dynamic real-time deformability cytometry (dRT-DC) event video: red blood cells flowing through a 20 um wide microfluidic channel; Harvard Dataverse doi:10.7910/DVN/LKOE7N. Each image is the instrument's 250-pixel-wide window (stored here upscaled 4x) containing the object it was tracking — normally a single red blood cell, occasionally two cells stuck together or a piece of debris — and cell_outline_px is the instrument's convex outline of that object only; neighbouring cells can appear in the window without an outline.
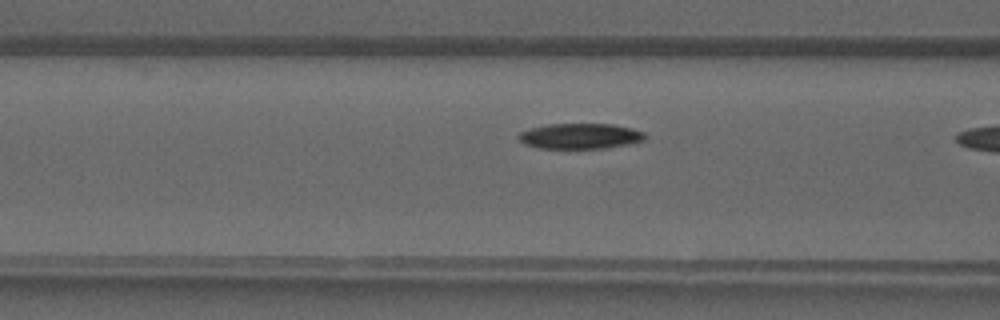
{"species": "common noctule bat (a hibernating species)", "species_latin": "Nyctalus noctula", "temperature_condition": "warm", "stored_images_in_passage": 10, "camera_frame_rate_fps": 3000, "um_per_image_px": 0.085, "animal": {"sex": "male", "forearm_length_mm": 52.5}, "frame": {"image": 1, "passage_image": 9, "time_ms": 2.667, "image_size_px": [1000, 320], "cell_outline_px": [[648, 136], [644, 140], [628, 144], [604, 148], [540, 148], [524, 144], [516, 136], [520, 132], [532, 128], [548, 124], [612, 124], [632, 128], [644, 132]], "centroid_in_image_um": [49.33, 11.56], "position_along_channel_um": 117.3, "area_um2": 18.73}}